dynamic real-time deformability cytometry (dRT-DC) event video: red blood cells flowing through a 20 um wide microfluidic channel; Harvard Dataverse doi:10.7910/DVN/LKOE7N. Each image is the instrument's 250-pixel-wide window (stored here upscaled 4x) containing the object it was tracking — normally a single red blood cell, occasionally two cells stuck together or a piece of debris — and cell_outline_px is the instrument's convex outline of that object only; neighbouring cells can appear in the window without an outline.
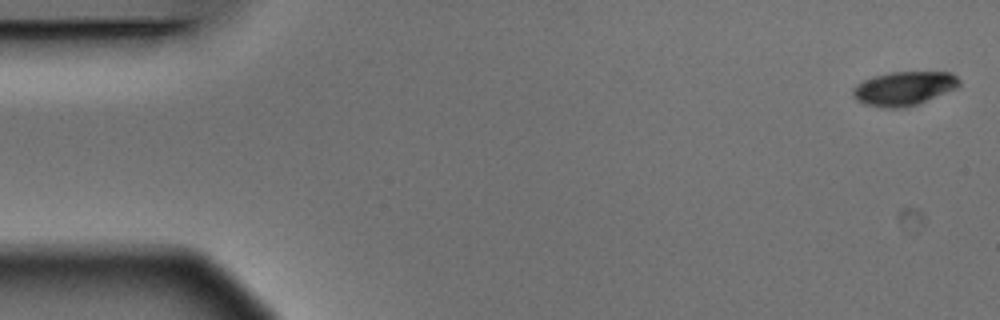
{"species": "Egyptian fruit bat (a non-hibernating species)", "species_latin": "Rousettus aegyptiacus", "temperature_condition": "warm", "stored_images_in_passage": 6, "camera_frame_rate_fps": 3000, "um_per_image_px": 0.085, "animal": {"sex": "male"}, "frame": {"image": 1, "passage_image": 1, "time_ms": 0.0, "image_size_px": [1000, 320], "cell_outline_px": [[960, 84], [956, 88], [916, 104], [904, 108], [880, 108], [864, 104], [856, 100], [852, 96], [852, 88], [856, 84], [864, 80], [888, 72], [952, 72], [960, 80]], "centroid_in_image_um": [76.79, 7.52], "position_along_channel_um": 8.2, "area_um2": 21.04}}